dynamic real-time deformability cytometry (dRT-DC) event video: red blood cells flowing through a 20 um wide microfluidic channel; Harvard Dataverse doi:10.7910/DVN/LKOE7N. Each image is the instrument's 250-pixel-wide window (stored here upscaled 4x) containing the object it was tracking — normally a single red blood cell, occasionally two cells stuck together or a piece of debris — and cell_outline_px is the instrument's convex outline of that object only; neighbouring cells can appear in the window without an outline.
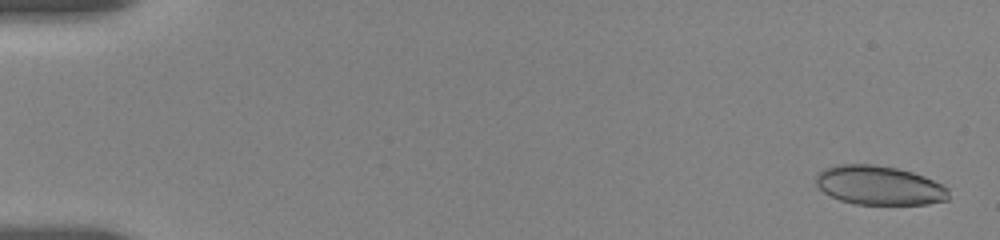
{"species": "human", "species_latin": "Homo sapiens", "temperature_condition": "room temperature", "stored_images_in_passage": 32, "camera_frame_rate_fps": 3000, "um_per_image_px": 0.085, "donor": {"sex": "female"}, "frame": {"image": 1, "passage_image": 2, "time_ms": 0.333, "image_size_px": [1000, 240], "cell_outline_px": [[948, 200], [928, 204], [856, 204], [840, 200], [824, 192], [816, 184], [816, 176], [824, 168], [836, 164], [876, 164], [896, 168], [912, 172], [924, 176], [948, 188]], "centroid_in_image_um": [74.72, 15.75], "position_along_channel_um": 10.3, "area_um2": 30.17}}
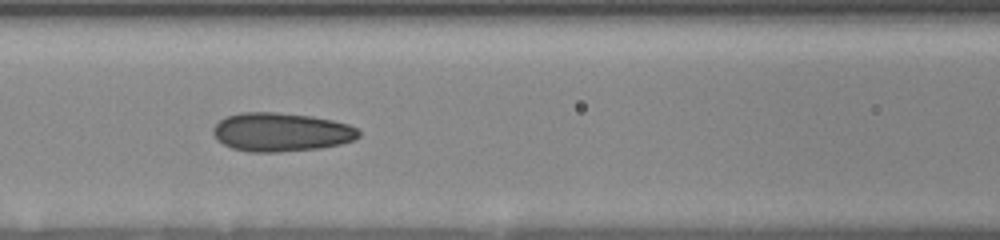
{"frame": {"image": 2, "passage_image": 20, "time_ms": 8.0, "image_size_px": [1000, 240], "cell_outline_px": [[360, 136], [356, 140], [340, 144], [320, 148], [280, 152], [252, 152], [232, 148], [216, 140], [212, 132], [212, 128], [220, 120], [228, 116], [240, 112], [276, 112], [312, 116], [332, 120], [348, 124], [356, 128], [360, 132]], "centroid_in_image_um": [23.9, 11.23], "position_along_channel_um": 142.7, "area_um2": 33.0}}
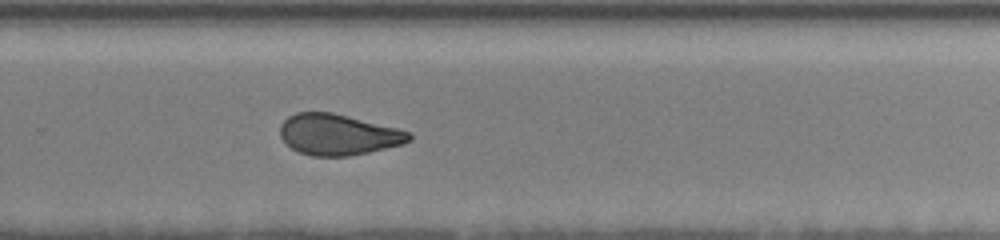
{"frame": {"image": 3, "passage_image": 32, "time_ms": 12.333, "image_size_px": [1000, 240], "cell_outline_px": [[412, 140], [404, 144], [368, 152], [348, 156], [312, 156], [300, 152], [292, 148], [280, 136], [280, 124], [288, 116], [296, 112], [332, 112], [400, 128], [412, 132]], "centroid_in_image_um": [28.79, 11.43], "position_along_channel_um": 301.0, "area_um2": 30.98}}